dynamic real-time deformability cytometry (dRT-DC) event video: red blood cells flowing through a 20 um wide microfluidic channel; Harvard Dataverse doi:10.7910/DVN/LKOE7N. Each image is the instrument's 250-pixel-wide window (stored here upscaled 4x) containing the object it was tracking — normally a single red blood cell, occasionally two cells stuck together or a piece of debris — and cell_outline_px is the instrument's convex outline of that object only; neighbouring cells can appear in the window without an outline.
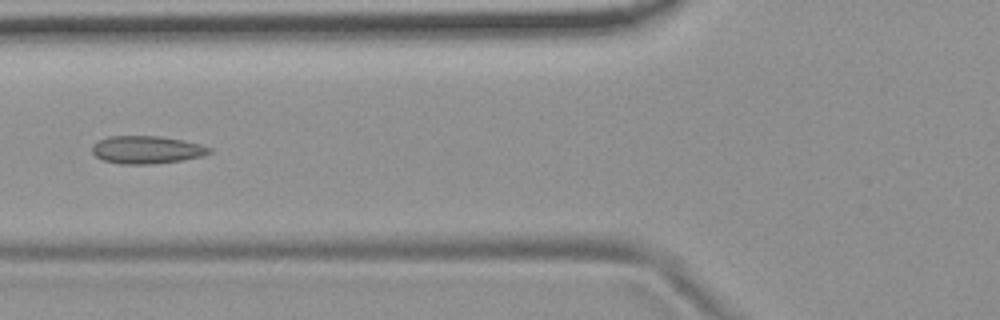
{"species": "common noctule bat (a hibernating species)", "species_latin": "Nyctalus noctula", "temperature_condition": "room temperature", "stored_images_in_passage": 5, "camera_frame_rate_fps": 3000, "um_per_image_px": 0.085, "animal": {"sex": "female", "body_mass_g": 19.9}, "frame": {"image": 1, "passage_image": 5, "time_ms": 4.667, "image_size_px": [1000, 320], "cell_outline_px": [[212, 152], [204, 156], [184, 160], [152, 164], [120, 164], [104, 160], [96, 156], [92, 152], [92, 144], [108, 136], [160, 136], [184, 140], [200, 144], [212, 148]], "centroid_in_image_um": [12.5, 12.73], "position_along_channel_um": 113.3, "area_um2": 19.13}}